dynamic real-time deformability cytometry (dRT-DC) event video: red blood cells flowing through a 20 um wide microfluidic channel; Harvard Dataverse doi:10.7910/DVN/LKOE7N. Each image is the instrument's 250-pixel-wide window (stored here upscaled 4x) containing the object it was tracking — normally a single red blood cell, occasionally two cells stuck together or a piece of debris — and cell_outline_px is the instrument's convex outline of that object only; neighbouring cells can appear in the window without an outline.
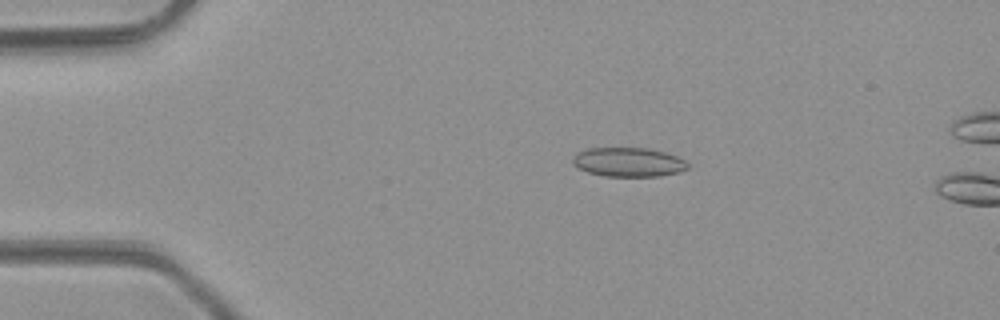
{"species": "common noctule bat (a hibernating species)", "species_latin": "Nyctalus noctula", "temperature_condition": "room temperature", "stored_images_in_passage": 13, "camera_frame_rate_fps": 3000, "um_per_image_px": 0.085, "animal": {"sex": "male", "body_mass_g": 23.1, "forearm_length_mm": 52.7}, "frame": {"image": 1, "passage_image": 10, "time_ms": 3.0, "image_size_px": [1000, 320], "cell_outline_px": [[688, 168], [680, 172], [660, 176], [604, 176], [588, 172], [572, 164], [572, 156], [576, 152], [588, 148], [648, 148], [664, 152], [676, 156], [684, 160], [688, 164]], "centroid_in_image_um": [53.39, 13.78], "position_along_channel_um": 31.6, "area_um2": 19.59}}